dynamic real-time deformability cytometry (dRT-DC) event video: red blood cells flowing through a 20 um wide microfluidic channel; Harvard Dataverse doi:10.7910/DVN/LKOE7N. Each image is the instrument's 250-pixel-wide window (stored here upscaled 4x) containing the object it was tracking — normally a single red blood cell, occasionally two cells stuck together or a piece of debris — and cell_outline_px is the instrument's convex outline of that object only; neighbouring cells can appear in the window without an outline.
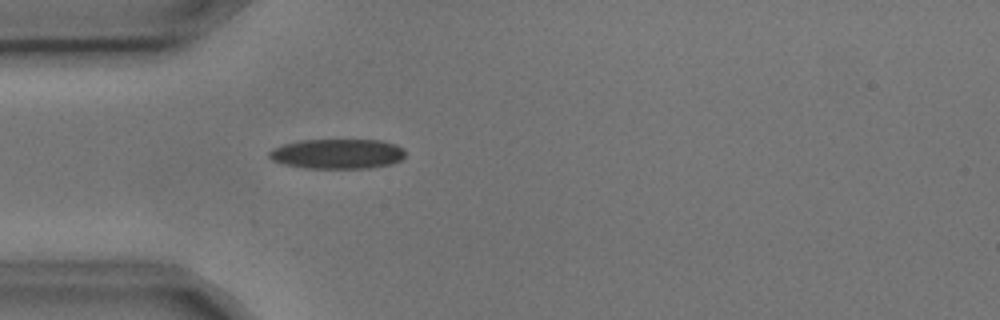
{"species": "common noctule bat (a hibernating species)", "species_latin": "Nyctalus noctula", "temperature_condition": "cold", "stored_images_in_passage": 2, "camera_frame_rate_fps": 3000, "um_per_image_px": 0.085, "animal": {"sex": "male", "body_mass_g": 17.9, "forearm_length_mm": 54.2}, "frame": {"image": 1, "passage_image": 2, "time_ms": 0.333, "image_size_px": [1000, 320], "cell_outline_px": [[404, 156], [400, 160], [392, 164], [372, 168], [304, 168], [284, 164], [272, 160], [268, 156], [268, 152], [272, 148], [284, 144], [300, 140], [380, 140], [396, 144], [404, 148]], "centroid_in_image_um": [28.68, 13.08], "position_along_channel_um": 56.3, "area_um2": 23.87}}